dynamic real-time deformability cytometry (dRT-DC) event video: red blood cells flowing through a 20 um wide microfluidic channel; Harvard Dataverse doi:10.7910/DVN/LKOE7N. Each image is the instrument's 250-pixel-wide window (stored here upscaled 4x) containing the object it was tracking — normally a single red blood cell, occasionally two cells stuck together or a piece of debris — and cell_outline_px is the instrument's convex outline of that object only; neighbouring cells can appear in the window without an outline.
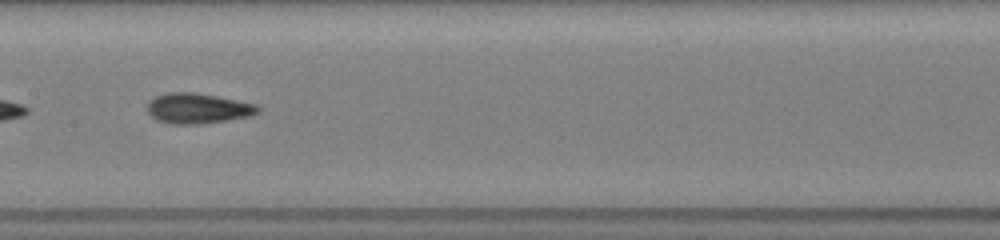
{"species": "common noctule bat (a hibernating species)", "species_latin": "Nyctalus noctula", "temperature_condition": "room temperature", "stored_images_in_passage": 42, "camera_frame_rate_fps": 3000, "um_per_image_px": 0.085, "animal": {"sex": "female", "body_mass_g": 19.5, "forearm_length_mm": 54.1}, "frame": {"image": 1, "passage_image": 13, "time_ms": 3.333, "image_size_px": [1000, 240], "cell_outline_px": [[260, 112], [248, 116], [228, 120], [196, 124], [172, 124], [156, 120], [148, 112], [148, 100], [156, 96], [168, 92], [196, 92], [256, 104], [260, 108]], "centroid_in_image_um": [16.79, 9.2], "position_along_channel_um": 190.6, "area_um2": 19.48}}
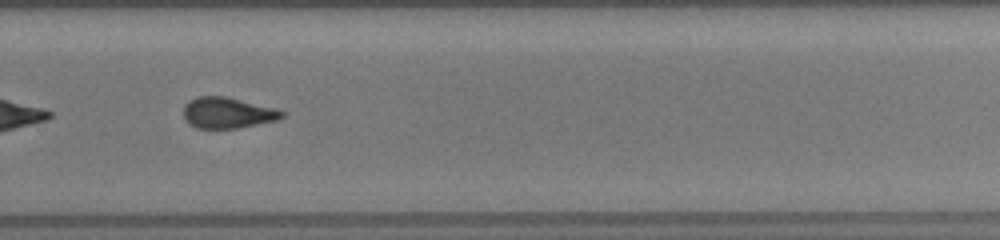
{"frame": {"image": 2, "passage_image": 24, "time_ms": 6.333, "image_size_px": [1000, 240], "cell_outline_px": [[284, 116], [276, 120], [236, 128], [196, 128], [188, 124], [184, 120], [184, 104], [188, 100], [196, 96], [224, 96], [276, 108], [284, 112]], "centroid_in_image_um": [19.29, 9.58], "position_along_channel_um": 310.5, "area_um2": 17.74}}
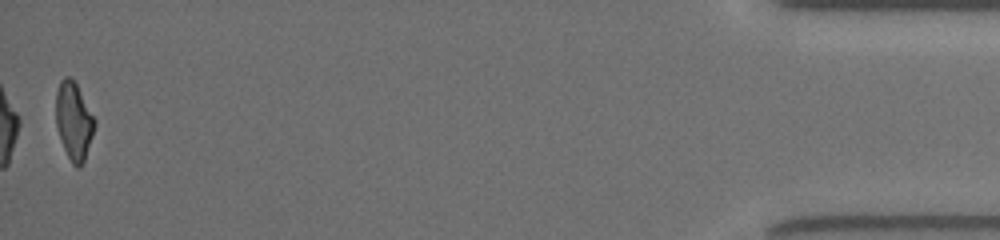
{"frame": {"image": 3, "passage_image": 42, "time_ms": 11.333, "image_size_px": [1000, 240], "cell_outline_px": [[96, 124], [84, 164], [80, 168], [76, 168], [72, 164], [64, 148], [56, 124], [56, 92], [60, 80], [64, 76], [72, 76], [96, 120]], "centroid_in_image_um": [6.29, 10.29], "position_along_channel_um": 428.9, "area_um2": 17.69}, "authors_computed_cell_mechanics": {"area_um2": 18.2359, "velocity_mm_per_s": 4.0236, "shape_relaxation_time_tau1_ms": 4.5732, "shape_relaxation_time_tau2_ms": 2.2673, "deformation_change_tau1": 0.1804, "deformation_change_tau2": 0.0937}}